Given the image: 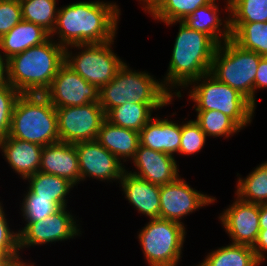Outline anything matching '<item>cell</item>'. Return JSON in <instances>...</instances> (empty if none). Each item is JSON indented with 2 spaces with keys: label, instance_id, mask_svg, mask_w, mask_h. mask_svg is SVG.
Returning <instances> with one entry per match:
<instances>
[{
  "label": "cell",
  "instance_id": "40",
  "mask_svg": "<svg viewBox=\"0 0 267 266\" xmlns=\"http://www.w3.org/2000/svg\"><path fill=\"white\" fill-rule=\"evenodd\" d=\"M260 230L267 229V204H260Z\"/></svg>",
  "mask_w": 267,
  "mask_h": 266
},
{
  "label": "cell",
  "instance_id": "33",
  "mask_svg": "<svg viewBox=\"0 0 267 266\" xmlns=\"http://www.w3.org/2000/svg\"><path fill=\"white\" fill-rule=\"evenodd\" d=\"M23 197L20 210L26 222L45 219L62 208L53 198H35V194L29 189Z\"/></svg>",
  "mask_w": 267,
  "mask_h": 266
},
{
  "label": "cell",
  "instance_id": "15",
  "mask_svg": "<svg viewBox=\"0 0 267 266\" xmlns=\"http://www.w3.org/2000/svg\"><path fill=\"white\" fill-rule=\"evenodd\" d=\"M219 219L233 244L253 247L260 231V205L240 200L238 197Z\"/></svg>",
  "mask_w": 267,
  "mask_h": 266
},
{
  "label": "cell",
  "instance_id": "29",
  "mask_svg": "<svg viewBox=\"0 0 267 266\" xmlns=\"http://www.w3.org/2000/svg\"><path fill=\"white\" fill-rule=\"evenodd\" d=\"M235 194L245 202L267 204V161L257 166L246 178H238Z\"/></svg>",
  "mask_w": 267,
  "mask_h": 266
},
{
  "label": "cell",
  "instance_id": "18",
  "mask_svg": "<svg viewBox=\"0 0 267 266\" xmlns=\"http://www.w3.org/2000/svg\"><path fill=\"white\" fill-rule=\"evenodd\" d=\"M124 196L139 213L149 219L160 218L161 186L152 184L125 171L119 182Z\"/></svg>",
  "mask_w": 267,
  "mask_h": 266
},
{
  "label": "cell",
  "instance_id": "34",
  "mask_svg": "<svg viewBox=\"0 0 267 266\" xmlns=\"http://www.w3.org/2000/svg\"><path fill=\"white\" fill-rule=\"evenodd\" d=\"M5 216L0 202V255L9 257L17 265L24 262L19 255V232L10 229Z\"/></svg>",
  "mask_w": 267,
  "mask_h": 266
},
{
  "label": "cell",
  "instance_id": "39",
  "mask_svg": "<svg viewBox=\"0 0 267 266\" xmlns=\"http://www.w3.org/2000/svg\"><path fill=\"white\" fill-rule=\"evenodd\" d=\"M252 249L255 252L256 258L260 262H263L266 259L265 253H267V229L259 231L257 240Z\"/></svg>",
  "mask_w": 267,
  "mask_h": 266
},
{
  "label": "cell",
  "instance_id": "22",
  "mask_svg": "<svg viewBox=\"0 0 267 266\" xmlns=\"http://www.w3.org/2000/svg\"><path fill=\"white\" fill-rule=\"evenodd\" d=\"M218 7L216 0H212L209 4L197 8L181 22L190 29L209 35L220 45L231 39V30L229 16L228 18L226 17V20H222L218 14L220 13Z\"/></svg>",
  "mask_w": 267,
  "mask_h": 266
},
{
  "label": "cell",
  "instance_id": "27",
  "mask_svg": "<svg viewBox=\"0 0 267 266\" xmlns=\"http://www.w3.org/2000/svg\"><path fill=\"white\" fill-rule=\"evenodd\" d=\"M231 39L240 47L267 56V22L230 23Z\"/></svg>",
  "mask_w": 267,
  "mask_h": 266
},
{
  "label": "cell",
  "instance_id": "12",
  "mask_svg": "<svg viewBox=\"0 0 267 266\" xmlns=\"http://www.w3.org/2000/svg\"><path fill=\"white\" fill-rule=\"evenodd\" d=\"M100 90L65 63L43 93L55 108L99 103Z\"/></svg>",
  "mask_w": 267,
  "mask_h": 266
},
{
  "label": "cell",
  "instance_id": "42",
  "mask_svg": "<svg viewBox=\"0 0 267 266\" xmlns=\"http://www.w3.org/2000/svg\"><path fill=\"white\" fill-rule=\"evenodd\" d=\"M16 264L7 256L0 255V266H15Z\"/></svg>",
  "mask_w": 267,
  "mask_h": 266
},
{
  "label": "cell",
  "instance_id": "24",
  "mask_svg": "<svg viewBox=\"0 0 267 266\" xmlns=\"http://www.w3.org/2000/svg\"><path fill=\"white\" fill-rule=\"evenodd\" d=\"M168 104H138L126 102L112 108L106 114V120L111 124L126 129L140 132L141 129L153 118V110L162 109Z\"/></svg>",
  "mask_w": 267,
  "mask_h": 266
},
{
  "label": "cell",
  "instance_id": "44",
  "mask_svg": "<svg viewBox=\"0 0 267 266\" xmlns=\"http://www.w3.org/2000/svg\"><path fill=\"white\" fill-rule=\"evenodd\" d=\"M15 266H34V264H32V263L22 262V263H20V264L15 265Z\"/></svg>",
  "mask_w": 267,
  "mask_h": 266
},
{
  "label": "cell",
  "instance_id": "4",
  "mask_svg": "<svg viewBox=\"0 0 267 266\" xmlns=\"http://www.w3.org/2000/svg\"><path fill=\"white\" fill-rule=\"evenodd\" d=\"M7 137L42 147L60 142L56 108L44 94H20L13 107Z\"/></svg>",
  "mask_w": 267,
  "mask_h": 266
},
{
  "label": "cell",
  "instance_id": "5",
  "mask_svg": "<svg viewBox=\"0 0 267 266\" xmlns=\"http://www.w3.org/2000/svg\"><path fill=\"white\" fill-rule=\"evenodd\" d=\"M173 95L163 83L145 71H136L126 63L116 76L100 89L99 104L107 114L126 102L138 104H171Z\"/></svg>",
  "mask_w": 267,
  "mask_h": 266
},
{
  "label": "cell",
  "instance_id": "19",
  "mask_svg": "<svg viewBox=\"0 0 267 266\" xmlns=\"http://www.w3.org/2000/svg\"><path fill=\"white\" fill-rule=\"evenodd\" d=\"M139 140L142 146L175 157L181 144V125L156 116L141 129Z\"/></svg>",
  "mask_w": 267,
  "mask_h": 266
},
{
  "label": "cell",
  "instance_id": "23",
  "mask_svg": "<svg viewBox=\"0 0 267 266\" xmlns=\"http://www.w3.org/2000/svg\"><path fill=\"white\" fill-rule=\"evenodd\" d=\"M96 140L120 161L132 160L138 150L139 132L119 127L105 120Z\"/></svg>",
  "mask_w": 267,
  "mask_h": 266
},
{
  "label": "cell",
  "instance_id": "1",
  "mask_svg": "<svg viewBox=\"0 0 267 266\" xmlns=\"http://www.w3.org/2000/svg\"><path fill=\"white\" fill-rule=\"evenodd\" d=\"M116 3L88 1L58 8L57 20L50 37L58 35L62 47L101 44L114 40L120 9Z\"/></svg>",
  "mask_w": 267,
  "mask_h": 266
},
{
  "label": "cell",
  "instance_id": "6",
  "mask_svg": "<svg viewBox=\"0 0 267 266\" xmlns=\"http://www.w3.org/2000/svg\"><path fill=\"white\" fill-rule=\"evenodd\" d=\"M189 85H193L188 93L189 98L195 103L193 108L196 111L222 112L241 129L251 123L256 107L238 90L219 81L210 72L192 81L186 87Z\"/></svg>",
  "mask_w": 267,
  "mask_h": 266
},
{
  "label": "cell",
  "instance_id": "10",
  "mask_svg": "<svg viewBox=\"0 0 267 266\" xmlns=\"http://www.w3.org/2000/svg\"><path fill=\"white\" fill-rule=\"evenodd\" d=\"M60 142L75 144L96 140L98 131L106 120L99 103L56 108Z\"/></svg>",
  "mask_w": 267,
  "mask_h": 266
},
{
  "label": "cell",
  "instance_id": "36",
  "mask_svg": "<svg viewBox=\"0 0 267 266\" xmlns=\"http://www.w3.org/2000/svg\"><path fill=\"white\" fill-rule=\"evenodd\" d=\"M19 95L8 82L0 84V140L9 134L13 107Z\"/></svg>",
  "mask_w": 267,
  "mask_h": 266
},
{
  "label": "cell",
  "instance_id": "31",
  "mask_svg": "<svg viewBox=\"0 0 267 266\" xmlns=\"http://www.w3.org/2000/svg\"><path fill=\"white\" fill-rule=\"evenodd\" d=\"M229 23L267 22V0H227ZM230 13V14H229Z\"/></svg>",
  "mask_w": 267,
  "mask_h": 266
},
{
  "label": "cell",
  "instance_id": "11",
  "mask_svg": "<svg viewBox=\"0 0 267 266\" xmlns=\"http://www.w3.org/2000/svg\"><path fill=\"white\" fill-rule=\"evenodd\" d=\"M67 207L36 222H26L19 232V249L66 241L81 234L78 224Z\"/></svg>",
  "mask_w": 267,
  "mask_h": 266
},
{
  "label": "cell",
  "instance_id": "14",
  "mask_svg": "<svg viewBox=\"0 0 267 266\" xmlns=\"http://www.w3.org/2000/svg\"><path fill=\"white\" fill-rule=\"evenodd\" d=\"M78 155L80 181L87 177L101 181L121 180L126 169L123 163L97 140L74 144Z\"/></svg>",
  "mask_w": 267,
  "mask_h": 266
},
{
  "label": "cell",
  "instance_id": "20",
  "mask_svg": "<svg viewBox=\"0 0 267 266\" xmlns=\"http://www.w3.org/2000/svg\"><path fill=\"white\" fill-rule=\"evenodd\" d=\"M0 149L9 166L15 173L21 175L20 177L23 180L39 171L42 146L12 137H5L0 140Z\"/></svg>",
  "mask_w": 267,
  "mask_h": 266
},
{
  "label": "cell",
  "instance_id": "25",
  "mask_svg": "<svg viewBox=\"0 0 267 266\" xmlns=\"http://www.w3.org/2000/svg\"><path fill=\"white\" fill-rule=\"evenodd\" d=\"M25 180H28V188L35 198H53L61 207H67L66 196L75 186L65 178L39 171Z\"/></svg>",
  "mask_w": 267,
  "mask_h": 266
},
{
  "label": "cell",
  "instance_id": "7",
  "mask_svg": "<svg viewBox=\"0 0 267 266\" xmlns=\"http://www.w3.org/2000/svg\"><path fill=\"white\" fill-rule=\"evenodd\" d=\"M222 44L218 45L214 53L210 73L238 90L254 105L255 76L263 56L243 49L232 39Z\"/></svg>",
  "mask_w": 267,
  "mask_h": 266
},
{
  "label": "cell",
  "instance_id": "8",
  "mask_svg": "<svg viewBox=\"0 0 267 266\" xmlns=\"http://www.w3.org/2000/svg\"><path fill=\"white\" fill-rule=\"evenodd\" d=\"M185 226L160 218L150 219L140 230L138 239L149 266H177L180 262Z\"/></svg>",
  "mask_w": 267,
  "mask_h": 266
},
{
  "label": "cell",
  "instance_id": "38",
  "mask_svg": "<svg viewBox=\"0 0 267 266\" xmlns=\"http://www.w3.org/2000/svg\"><path fill=\"white\" fill-rule=\"evenodd\" d=\"M267 88V56H263L260 59L259 66L257 68V73L254 82V106L256 107L255 93L257 89Z\"/></svg>",
  "mask_w": 267,
  "mask_h": 266
},
{
  "label": "cell",
  "instance_id": "41",
  "mask_svg": "<svg viewBox=\"0 0 267 266\" xmlns=\"http://www.w3.org/2000/svg\"><path fill=\"white\" fill-rule=\"evenodd\" d=\"M143 3V10L148 13L160 0H139Z\"/></svg>",
  "mask_w": 267,
  "mask_h": 266
},
{
  "label": "cell",
  "instance_id": "13",
  "mask_svg": "<svg viewBox=\"0 0 267 266\" xmlns=\"http://www.w3.org/2000/svg\"><path fill=\"white\" fill-rule=\"evenodd\" d=\"M180 176L160 189V219L182 223L181 220L197 209L215 202V197L192 188ZM183 217V218H182Z\"/></svg>",
  "mask_w": 267,
  "mask_h": 266
},
{
  "label": "cell",
  "instance_id": "37",
  "mask_svg": "<svg viewBox=\"0 0 267 266\" xmlns=\"http://www.w3.org/2000/svg\"><path fill=\"white\" fill-rule=\"evenodd\" d=\"M22 20L20 0H0V38Z\"/></svg>",
  "mask_w": 267,
  "mask_h": 266
},
{
  "label": "cell",
  "instance_id": "2",
  "mask_svg": "<svg viewBox=\"0 0 267 266\" xmlns=\"http://www.w3.org/2000/svg\"><path fill=\"white\" fill-rule=\"evenodd\" d=\"M50 37L5 62V81L20 94H43L65 63V48Z\"/></svg>",
  "mask_w": 267,
  "mask_h": 266
},
{
  "label": "cell",
  "instance_id": "32",
  "mask_svg": "<svg viewBox=\"0 0 267 266\" xmlns=\"http://www.w3.org/2000/svg\"><path fill=\"white\" fill-rule=\"evenodd\" d=\"M196 122L206 136L228 138L240 132L241 128L227 115L216 110L196 111Z\"/></svg>",
  "mask_w": 267,
  "mask_h": 266
},
{
  "label": "cell",
  "instance_id": "9",
  "mask_svg": "<svg viewBox=\"0 0 267 266\" xmlns=\"http://www.w3.org/2000/svg\"><path fill=\"white\" fill-rule=\"evenodd\" d=\"M113 42L114 40L101 44H82L66 47L65 64L100 90L104 85L112 81L117 71L125 63L113 52L111 47V45H114ZM73 47L74 49H82V51L74 55L69 50Z\"/></svg>",
  "mask_w": 267,
  "mask_h": 266
},
{
  "label": "cell",
  "instance_id": "43",
  "mask_svg": "<svg viewBox=\"0 0 267 266\" xmlns=\"http://www.w3.org/2000/svg\"><path fill=\"white\" fill-rule=\"evenodd\" d=\"M5 81V62L0 55V84Z\"/></svg>",
  "mask_w": 267,
  "mask_h": 266
},
{
  "label": "cell",
  "instance_id": "17",
  "mask_svg": "<svg viewBox=\"0 0 267 266\" xmlns=\"http://www.w3.org/2000/svg\"><path fill=\"white\" fill-rule=\"evenodd\" d=\"M39 172L65 178L74 185L79 183L80 169L75 145L57 142L44 146Z\"/></svg>",
  "mask_w": 267,
  "mask_h": 266
},
{
  "label": "cell",
  "instance_id": "16",
  "mask_svg": "<svg viewBox=\"0 0 267 266\" xmlns=\"http://www.w3.org/2000/svg\"><path fill=\"white\" fill-rule=\"evenodd\" d=\"M136 171L132 175L159 186L174 182L179 177V169L175 157L152 150L139 144L133 157Z\"/></svg>",
  "mask_w": 267,
  "mask_h": 266
},
{
  "label": "cell",
  "instance_id": "26",
  "mask_svg": "<svg viewBox=\"0 0 267 266\" xmlns=\"http://www.w3.org/2000/svg\"><path fill=\"white\" fill-rule=\"evenodd\" d=\"M252 247L240 244H229L211 251L202 263L197 266H258Z\"/></svg>",
  "mask_w": 267,
  "mask_h": 266
},
{
  "label": "cell",
  "instance_id": "28",
  "mask_svg": "<svg viewBox=\"0 0 267 266\" xmlns=\"http://www.w3.org/2000/svg\"><path fill=\"white\" fill-rule=\"evenodd\" d=\"M212 0H160L148 13L158 21L172 25L183 21L197 8Z\"/></svg>",
  "mask_w": 267,
  "mask_h": 266
},
{
  "label": "cell",
  "instance_id": "30",
  "mask_svg": "<svg viewBox=\"0 0 267 266\" xmlns=\"http://www.w3.org/2000/svg\"><path fill=\"white\" fill-rule=\"evenodd\" d=\"M22 19L41 26L49 34L52 33L58 10L56 0H20Z\"/></svg>",
  "mask_w": 267,
  "mask_h": 266
},
{
  "label": "cell",
  "instance_id": "3",
  "mask_svg": "<svg viewBox=\"0 0 267 266\" xmlns=\"http://www.w3.org/2000/svg\"><path fill=\"white\" fill-rule=\"evenodd\" d=\"M218 44L203 32L188 28L179 22L171 60L164 81V87L174 96L182 97L181 91L192 81L199 79L211 70L214 53ZM178 86V87H177ZM174 87V88H173Z\"/></svg>",
  "mask_w": 267,
  "mask_h": 266
},
{
  "label": "cell",
  "instance_id": "35",
  "mask_svg": "<svg viewBox=\"0 0 267 266\" xmlns=\"http://www.w3.org/2000/svg\"><path fill=\"white\" fill-rule=\"evenodd\" d=\"M182 122L181 124V144L179 153L182 155L195 154L204 147L206 135L201 130L200 125L195 120Z\"/></svg>",
  "mask_w": 267,
  "mask_h": 266
},
{
  "label": "cell",
  "instance_id": "21",
  "mask_svg": "<svg viewBox=\"0 0 267 266\" xmlns=\"http://www.w3.org/2000/svg\"><path fill=\"white\" fill-rule=\"evenodd\" d=\"M49 38L50 34L41 26L22 20L0 38V51H3L0 52L1 58L6 62L14 55L43 44Z\"/></svg>",
  "mask_w": 267,
  "mask_h": 266
}]
</instances>
